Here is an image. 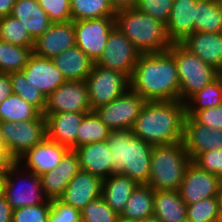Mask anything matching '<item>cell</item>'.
Segmentation results:
<instances>
[{
	"label": "cell",
	"instance_id": "f546056e",
	"mask_svg": "<svg viewBox=\"0 0 222 222\" xmlns=\"http://www.w3.org/2000/svg\"><path fill=\"white\" fill-rule=\"evenodd\" d=\"M194 32H222V9L217 0H197Z\"/></svg>",
	"mask_w": 222,
	"mask_h": 222
},
{
	"label": "cell",
	"instance_id": "8992f818",
	"mask_svg": "<svg viewBox=\"0 0 222 222\" xmlns=\"http://www.w3.org/2000/svg\"><path fill=\"white\" fill-rule=\"evenodd\" d=\"M168 51L175 58L180 81V101L183 103L221 75L181 43H173Z\"/></svg>",
	"mask_w": 222,
	"mask_h": 222
},
{
	"label": "cell",
	"instance_id": "3957f363",
	"mask_svg": "<svg viewBox=\"0 0 222 222\" xmlns=\"http://www.w3.org/2000/svg\"><path fill=\"white\" fill-rule=\"evenodd\" d=\"M107 144L114 173L128 176L138 185L148 183L152 144L137 138L131 129L110 130Z\"/></svg>",
	"mask_w": 222,
	"mask_h": 222
},
{
	"label": "cell",
	"instance_id": "30bf717a",
	"mask_svg": "<svg viewBox=\"0 0 222 222\" xmlns=\"http://www.w3.org/2000/svg\"><path fill=\"white\" fill-rule=\"evenodd\" d=\"M145 103V99L129 89L119 98L99 106L94 111L110 130H129Z\"/></svg>",
	"mask_w": 222,
	"mask_h": 222
},
{
	"label": "cell",
	"instance_id": "bcb514c9",
	"mask_svg": "<svg viewBox=\"0 0 222 222\" xmlns=\"http://www.w3.org/2000/svg\"><path fill=\"white\" fill-rule=\"evenodd\" d=\"M12 93L9 74L0 72V104Z\"/></svg>",
	"mask_w": 222,
	"mask_h": 222
},
{
	"label": "cell",
	"instance_id": "d4e9b609",
	"mask_svg": "<svg viewBox=\"0 0 222 222\" xmlns=\"http://www.w3.org/2000/svg\"><path fill=\"white\" fill-rule=\"evenodd\" d=\"M11 16L22 22L33 40L41 36L53 23L37 0H16Z\"/></svg>",
	"mask_w": 222,
	"mask_h": 222
},
{
	"label": "cell",
	"instance_id": "5bb4252c",
	"mask_svg": "<svg viewBox=\"0 0 222 222\" xmlns=\"http://www.w3.org/2000/svg\"><path fill=\"white\" fill-rule=\"evenodd\" d=\"M221 184L220 176L199 168L191 161L178 191L182 200L188 205L202 199L217 197Z\"/></svg>",
	"mask_w": 222,
	"mask_h": 222
},
{
	"label": "cell",
	"instance_id": "7dc6e473",
	"mask_svg": "<svg viewBox=\"0 0 222 222\" xmlns=\"http://www.w3.org/2000/svg\"><path fill=\"white\" fill-rule=\"evenodd\" d=\"M16 160L8 153L6 147H0V173H6Z\"/></svg>",
	"mask_w": 222,
	"mask_h": 222
},
{
	"label": "cell",
	"instance_id": "e0dca14e",
	"mask_svg": "<svg viewBox=\"0 0 222 222\" xmlns=\"http://www.w3.org/2000/svg\"><path fill=\"white\" fill-rule=\"evenodd\" d=\"M183 142L193 161L199 154L222 148V129L210 128L197 122L192 116H186Z\"/></svg>",
	"mask_w": 222,
	"mask_h": 222
},
{
	"label": "cell",
	"instance_id": "d6a6232c",
	"mask_svg": "<svg viewBox=\"0 0 222 222\" xmlns=\"http://www.w3.org/2000/svg\"><path fill=\"white\" fill-rule=\"evenodd\" d=\"M73 21L99 17H115L116 10L110 0H70Z\"/></svg>",
	"mask_w": 222,
	"mask_h": 222
},
{
	"label": "cell",
	"instance_id": "f35d334b",
	"mask_svg": "<svg viewBox=\"0 0 222 222\" xmlns=\"http://www.w3.org/2000/svg\"><path fill=\"white\" fill-rule=\"evenodd\" d=\"M120 216L102 197L89 202L81 210V222H118Z\"/></svg>",
	"mask_w": 222,
	"mask_h": 222
},
{
	"label": "cell",
	"instance_id": "83f0119b",
	"mask_svg": "<svg viewBox=\"0 0 222 222\" xmlns=\"http://www.w3.org/2000/svg\"><path fill=\"white\" fill-rule=\"evenodd\" d=\"M161 222H187V205L178 190H154V211Z\"/></svg>",
	"mask_w": 222,
	"mask_h": 222
},
{
	"label": "cell",
	"instance_id": "4dcf8cb0",
	"mask_svg": "<svg viewBox=\"0 0 222 222\" xmlns=\"http://www.w3.org/2000/svg\"><path fill=\"white\" fill-rule=\"evenodd\" d=\"M185 104L186 116H193L197 111L222 104V74L194 94Z\"/></svg>",
	"mask_w": 222,
	"mask_h": 222
},
{
	"label": "cell",
	"instance_id": "681fc988",
	"mask_svg": "<svg viewBox=\"0 0 222 222\" xmlns=\"http://www.w3.org/2000/svg\"><path fill=\"white\" fill-rule=\"evenodd\" d=\"M16 0H0V18L11 15Z\"/></svg>",
	"mask_w": 222,
	"mask_h": 222
},
{
	"label": "cell",
	"instance_id": "52a82bcc",
	"mask_svg": "<svg viewBox=\"0 0 222 222\" xmlns=\"http://www.w3.org/2000/svg\"><path fill=\"white\" fill-rule=\"evenodd\" d=\"M4 196L13 210L36 206L48 200L43 192L40 176L22 168L17 162L6 172Z\"/></svg>",
	"mask_w": 222,
	"mask_h": 222
},
{
	"label": "cell",
	"instance_id": "484cf974",
	"mask_svg": "<svg viewBox=\"0 0 222 222\" xmlns=\"http://www.w3.org/2000/svg\"><path fill=\"white\" fill-rule=\"evenodd\" d=\"M66 80L85 81L94 62L77 46L64 51L52 59Z\"/></svg>",
	"mask_w": 222,
	"mask_h": 222
},
{
	"label": "cell",
	"instance_id": "ffe728a7",
	"mask_svg": "<svg viewBox=\"0 0 222 222\" xmlns=\"http://www.w3.org/2000/svg\"><path fill=\"white\" fill-rule=\"evenodd\" d=\"M102 179L80 170L68 183L59 200L81 211L89 202L101 197Z\"/></svg>",
	"mask_w": 222,
	"mask_h": 222
},
{
	"label": "cell",
	"instance_id": "ac0fdd59",
	"mask_svg": "<svg viewBox=\"0 0 222 222\" xmlns=\"http://www.w3.org/2000/svg\"><path fill=\"white\" fill-rule=\"evenodd\" d=\"M80 170L78 155L69 149L56 168L40 176L46 198L51 201L59 199L68 183Z\"/></svg>",
	"mask_w": 222,
	"mask_h": 222
},
{
	"label": "cell",
	"instance_id": "6da1fadb",
	"mask_svg": "<svg viewBox=\"0 0 222 222\" xmlns=\"http://www.w3.org/2000/svg\"><path fill=\"white\" fill-rule=\"evenodd\" d=\"M130 89L146 101L180 100V81L174 56L168 50L141 53L130 77Z\"/></svg>",
	"mask_w": 222,
	"mask_h": 222
},
{
	"label": "cell",
	"instance_id": "ab89813d",
	"mask_svg": "<svg viewBox=\"0 0 222 222\" xmlns=\"http://www.w3.org/2000/svg\"><path fill=\"white\" fill-rule=\"evenodd\" d=\"M51 200L36 206H25L13 210L12 222H48Z\"/></svg>",
	"mask_w": 222,
	"mask_h": 222
},
{
	"label": "cell",
	"instance_id": "c3c4849f",
	"mask_svg": "<svg viewBox=\"0 0 222 222\" xmlns=\"http://www.w3.org/2000/svg\"><path fill=\"white\" fill-rule=\"evenodd\" d=\"M13 209L4 195L0 196V222H12Z\"/></svg>",
	"mask_w": 222,
	"mask_h": 222
},
{
	"label": "cell",
	"instance_id": "1f68e13d",
	"mask_svg": "<svg viewBox=\"0 0 222 222\" xmlns=\"http://www.w3.org/2000/svg\"><path fill=\"white\" fill-rule=\"evenodd\" d=\"M33 54V47L13 45L0 40V72L10 74L22 71Z\"/></svg>",
	"mask_w": 222,
	"mask_h": 222
},
{
	"label": "cell",
	"instance_id": "e575fe53",
	"mask_svg": "<svg viewBox=\"0 0 222 222\" xmlns=\"http://www.w3.org/2000/svg\"><path fill=\"white\" fill-rule=\"evenodd\" d=\"M110 129L95 111L87 113L78 129L76 148L88 143L107 141Z\"/></svg>",
	"mask_w": 222,
	"mask_h": 222
},
{
	"label": "cell",
	"instance_id": "6f0895ef",
	"mask_svg": "<svg viewBox=\"0 0 222 222\" xmlns=\"http://www.w3.org/2000/svg\"><path fill=\"white\" fill-rule=\"evenodd\" d=\"M217 1H218L219 6H220L221 9H222V0H217Z\"/></svg>",
	"mask_w": 222,
	"mask_h": 222
},
{
	"label": "cell",
	"instance_id": "7a4b0ae2",
	"mask_svg": "<svg viewBox=\"0 0 222 222\" xmlns=\"http://www.w3.org/2000/svg\"><path fill=\"white\" fill-rule=\"evenodd\" d=\"M186 104L180 100L146 101L132 132L152 145L183 141Z\"/></svg>",
	"mask_w": 222,
	"mask_h": 222
},
{
	"label": "cell",
	"instance_id": "7402d4cb",
	"mask_svg": "<svg viewBox=\"0 0 222 222\" xmlns=\"http://www.w3.org/2000/svg\"><path fill=\"white\" fill-rule=\"evenodd\" d=\"M86 114L63 112L43 115L46 118L47 138L74 150L78 129Z\"/></svg>",
	"mask_w": 222,
	"mask_h": 222
},
{
	"label": "cell",
	"instance_id": "f6af8a7d",
	"mask_svg": "<svg viewBox=\"0 0 222 222\" xmlns=\"http://www.w3.org/2000/svg\"><path fill=\"white\" fill-rule=\"evenodd\" d=\"M192 117L202 125L222 129V104L197 111Z\"/></svg>",
	"mask_w": 222,
	"mask_h": 222
},
{
	"label": "cell",
	"instance_id": "ee69618b",
	"mask_svg": "<svg viewBox=\"0 0 222 222\" xmlns=\"http://www.w3.org/2000/svg\"><path fill=\"white\" fill-rule=\"evenodd\" d=\"M192 162L199 168L222 178V148L199 154Z\"/></svg>",
	"mask_w": 222,
	"mask_h": 222
},
{
	"label": "cell",
	"instance_id": "d590c367",
	"mask_svg": "<svg viewBox=\"0 0 222 222\" xmlns=\"http://www.w3.org/2000/svg\"><path fill=\"white\" fill-rule=\"evenodd\" d=\"M12 92L17 94L27 103L34 106L41 114H43L46 106V97L38 88L27 82L26 76L22 71L9 74Z\"/></svg>",
	"mask_w": 222,
	"mask_h": 222
},
{
	"label": "cell",
	"instance_id": "7c38bea8",
	"mask_svg": "<svg viewBox=\"0 0 222 222\" xmlns=\"http://www.w3.org/2000/svg\"><path fill=\"white\" fill-rule=\"evenodd\" d=\"M141 52L115 26L109 34L101 57L95 63L108 69L121 71L131 77Z\"/></svg>",
	"mask_w": 222,
	"mask_h": 222
},
{
	"label": "cell",
	"instance_id": "836d02e7",
	"mask_svg": "<svg viewBox=\"0 0 222 222\" xmlns=\"http://www.w3.org/2000/svg\"><path fill=\"white\" fill-rule=\"evenodd\" d=\"M41 113L17 94H11L0 104V121L22 122L36 119Z\"/></svg>",
	"mask_w": 222,
	"mask_h": 222
},
{
	"label": "cell",
	"instance_id": "9a60e30c",
	"mask_svg": "<svg viewBox=\"0 0 222 222\" xmlns=\"http://www.w3.org/2000/svg\"><path fill=\"white\" fill-rule=\"evenodd\" d=\"M68 150L67 146L46 137L43 141L27 150L16 162L24 169L41 176L56 168Z\"/></svg>",
	"mask_w": 222,
	"mask_h": 222
},
{
	"label": "cell",
	"instance_id": "b9f144b4",
	"mask_svg": "<svg viewBox=\"0 0 222 222\" xmlns=\"http://www.w3.org/2000/svg\"><path fill=\"white\" fill-rule=\"evenodd\" d=\"M53 23L72 20L70 0H37Z\"/></svg>",
	"mask_w": 222,
	"mask_h": 222
},
{
	"label": "cell",
	"instance_id": "603a6c76",
	"mask_svg": "<svg viewBox=\"0 0 222 222\" xmlns=\"http://www.w3.org/2000/svg\"><path fill=\"white\" fill-rule=\"evenodd\" d=\"M181 44L222 74V32H193Z\"/></svg>",
	"mask_w": 222,
	"mask_h": 222
},
{
	"label": "cell",
	"instance_id": "ba28073f",
	"mask_svg": "<svg viewBox=\"0 0 222 222\" xmlns=\"http://www.w3.org/2000/svg\"><path fill=\"white\" fill-rule=\"evenodd\" d=\"M92 111L119 98L130 89V77L121 71L104 68L95 63L86 78Z\"/></svg>",
	"mask_w": 222,
	"mask_h": 222
},
{
	"label": "cell",
	"instance_id": "74e56055",
	"mask_svg": "<svg viewBox=\"0 0 222 222\" xmlns=\"http://www.w3.org/2000/svg\"><path fill=\"white\" fill-rule=\"evenodd\" d=\"M219 213L217 197L202 199L187 205V222H215Z\"/></svg>",
	"mask_w": 222,
	"mask_h": 222
},
{
	"label": "cell",
	"instance_id": "4fadbf2b",
	"mask_svg": "<svg viewBox=\"0 0 222 222\" xmlns=\"http://www.w3.org/2000/svg\"><path fill=\"white\" fill-rule=\"evenodd\" d=\"M91 111L86 81L66 80L46 98L43 115L63 112L89 113Z\"/></svg>",
	"mask_w": 222,
	"mask_h": 222
},
{
	"label": "cell",
	"instance_id": "11a10c76",
	"mask_svg": "<svg viewBox=\"0 0 222 222\" xmlns=\"http://www.w3.org/2000/svg\"><path fill=\"white\" fill-rule=\"evenodd\" d=\"M0 147H6L4 137H3L1 130H0Z\"/></svg>",
	"mask_w": 222,
	"mask_h": 222
},
{
	"label": "cell",
	"instance_id": "9f6ffc18",
	"mask_svg": "<svg viewBox=\"0 0 222 222\" xmlns=\"http://www.w3.org/2000/svg\"><path fill=\"white\" fill-rule=\"evenodd\" d=\"M215 222H222V213H219V215L217 216Z\"/></svg>",
	"mask_w": 222,
	"mask_h": 222
},
{
	"label": "cell",
	"instance_id": "7bdbcfd3",
	"mask_svg": "<svg viewBox=\"0 0 222 222\" xmlns=\"http://www.w3.org/2000/svg\"><path fill=\"white\" fill-rule=\"evenodd\" d=\"M48 222H81V211L59 199L52 200Z\"/></svg>",
	"mask_w": 222,
	"mask_h": 222
},
{
	"label": "cell",
	"instance_id": "8d00e7d4",
	"mask_svg": "<svg viewBox=\"0 0 222 222\" xmlns=\"http://www.w3.org/2000/svg\"><path fill=\"white\" fill-rule=\"evenodd\" d=\"M0 40L13 45L34 47V40L22 22L11 15L0 18Z\"/></svg>",
	"mask_w": 222,
	"mask_h": 222
},
{
	"label": "cell",
	"instance_id": "816d5d0a",
	"mask_svg": "<svg viewBox=\"0 0 222 222\" xmlns=\"http://www.w3.org/2000/svg\"><path fill=\"white\" fill-rule=\"evenodd\" d=\"M6 173H0V196L4 195Z\"/></svg>",
	"mask_w": 222,
	"mask_h": 222
},
{
	"label": "cell",
	"instance_id": "f907efd6",
	"mask_svg": "<svg viewBox=\"0 0 222 222\" xmlns=\"http://www.w3.org/2000/svg\"><path fill=\"white\" fill-rule=\"evenodd\" d=\"M116 11L120 9L135 7L137 0H110Z\"/></svg>",
	"mask_w": 222,
	"mask_h": 222
},
{
	"label": "cell",
	"instance_id": "2e32d148",
	"mask_svg": "<svg viewBox=\"0 0 222 222\" xmlns=\"http://www.w3.org/2000/svg\"><path fill=\"white\" fill-rule=\"evenodd\" d=\"M75 45L74 21L57 22L52 23L47 31L34 40L33 53L53 59Z\"/></svg>",
	"mask_w": 222,
	"mask_h": 222
},
{
	"label": "cell",
	"instance_id": "9c48e42d",
	"mask_svg": "<svg viewBox=\"0 0 222 222\" xmlns=\"http://www.w3.org/2000/svg\"><path fill=\"white\" fill-rule=\"evenodd\" d=\"M8 153L17 160L47 137L46 118L40 114L36 119L22 122L0 121Z\"/></svg>",
	"mask_w": 222,
	"mask_h": 222
},
{
	"label": "cell",
	"instance_id": "d6986e66",
	"mask_svg": "<svg viewBox=\"0 0 222 222\" xmlns=\"http://www.w3.org/2000/svg\"><path fill=\"white\" fill-rule=\"evenodd\" d=\"M22 72L25 74L27 82L38 88L46 98L66 81L52 59L39 57L34 53Z\"/></svg>",
	"mask_w": 222,
	"mask_h": 222
},
{
	"label": "cell",
	"instance_id": "277c9868",
	"mask_svg": "<svg viewBox=\"0 0 222 222\" xmlns=\"http://www.w3.org/2000/svg\"><path fill=\"white\" fill-rule=\"evenodd\" d=\"M115 26L141 53L164 52L173 44L167 35L166 25L136 7L118 10Z\"/></svg>",
	"mask_w": 222,
	"mask_h": 222
},
{
	"label": "cell",
	"instance_id": "f5cc1de1",
	"mask_svg": "<svg viewBox=\"0 0 222 222\" xmlns=\"http://www.w3.org/2000/svg\"><path fill=\"white\" fill-rule=\"evenodd\" d=\"M218 198V205H219V212L222 213V184L219 189V193L217 194Z\"/></svg>",
	"mask_w": 222,
	"mask_h": 222
},
{
	"label": "cell",
	"instance_id": "4316f807",
	"mask_svg": "<svg viewBox=\"0 0 222 222\" xmlns=\"http://www.w3.org/2000/svg\"><path fill=\"white\" fill-rule=\"evenodd\" d=\"M137 186L138 184L128 176L114 173L103 179L101 197L120 215Z\"/></svg>",
	"mask_w": 222,
	"mask_h": 222
},
{
	"label": "cell",
	"instance_id": "8fae6325",
	"mask_svg": "<svg viewBox=\"0 0 222 222\" xmlns=\"http://www.w3.org/2000/svg\"><path fill=\"white\" fill-rule=\"evenodd\" d=\"M115 17H99L74 21L76 45L96 63L101 57L112 29Z\"/></svg>",
	"mask_w": 222,
	"mask_h": 222
},
{
	"label": "cell",
	"instance_id": "60d3db41",
	"mask_svg": "<svg viewBox=\"0 0 222 222\" xmlns=\"http://www.w3.org/2000/svg\"><path fill=\"white\" fill-rule=\"evenodd\" d=\"M173 2L174 0H137L135 7L166 25Z\"/></svg>",
	"mask_w": 222,
	"mask_h": 222
},
{
	"label": "cell",
	"instance_id": "db71d44e",
	"mask_svg": "<svg viewBox=\"0 0 222 222\" xmlns=\"http://www.w3.org/2000/svg\"><path fill=\"white\" fill-rule=\"evenodd\" d=\"M138 222H161L156 216H151V217H148V218H145L144 220L142 221H138Z\"/></svg>",
	"mask_w": 222,
	"mask_h": 222
},
{
	"label": "cell",
	"instance_id": "cb8c5ba5",
	"mask_svg": "<svg viewBox=\"0 0 222 222\" xmlns=\"http://www.w3.org/2000/svg\"><path fill=\"white\" fill-rule=\"evenodd\" d=\"M197 0H174L168 22L167 35L172 43H181L194 32Z\"/></svg>",
	"mask_w": 222,
	"mask_h": 222
},
{
	"label": "cell",
	"instance_id": "f1b7e54d",
	"mask_svg": "<svg viewBox=\"0 0 222 222\" xmlns=\"http://www.w3.org/2000/svg\"><path fill=\"white\" fill-rule=\"evenodd\" d=\"M153 211L154 189L148 184H139L119 216L125 222H138L153 216Z\"/></svg>",
	"mask_w": 222,
	"mask_h": 222
},
{
	"label": "cell",
	"instance_id": "44dd1931",
	"mask_svg": "<svg viewBox=\"0 0 222 222\" xmlns=\"http://www.w3.org/2000/svg\"><path fill=\"white\" fill-rule=\"evenodd\" d=\"M80 168L102 180L114 174L111 152L107 141L84 144L74 149Z\"/></svg>",
	"mask_w": 222,
	"mask_h": 222
},
{
	"label": "cell",
	"instance_id": "5b68a950",
	"mask_svg": "<svg viewBox=\"0 0 222 222\" xmlns=\"http://www.w3.org/2000/svg\"><path fill=\"white\" fill-rule=\"evenodd\" d=\"M191 161L183 141L153 145L147 184L154 190H178Z\"/></svg>",
	"mask_w": 222,
	"mask_h": 222
}]
</instances>
